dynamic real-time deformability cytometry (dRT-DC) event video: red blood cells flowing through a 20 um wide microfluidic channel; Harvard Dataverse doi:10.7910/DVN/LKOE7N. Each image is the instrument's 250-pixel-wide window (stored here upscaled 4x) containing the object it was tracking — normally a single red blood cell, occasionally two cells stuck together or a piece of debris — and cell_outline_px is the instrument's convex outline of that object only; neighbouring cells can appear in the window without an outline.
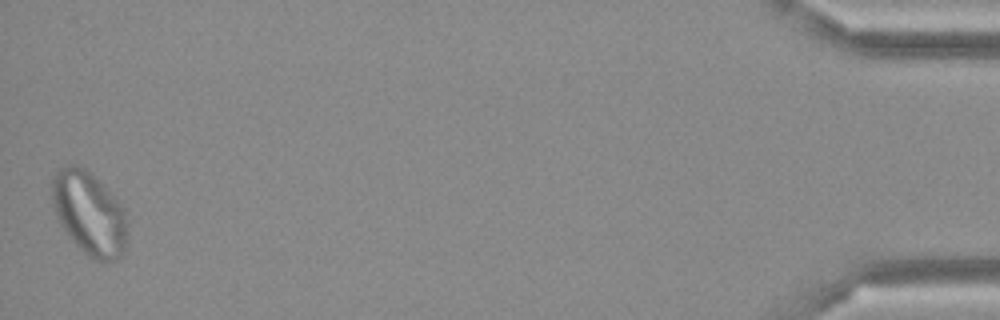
{"species": "Egyptian fruit bat (a non-hibernating species)", "species_latin": "Rousettus aegyptiacus", "temperature_condition": "cold", "stored_images_in_passage": 47, "camera_frame_rate_fps": 3000, "um_per_image_px": 0.085, "frame": {"image": 1, "passage_image": 47, "time_ms": 15.333, "image_size_px": [1000, 320], "cell_outline_px": [[128, 224], [124, 248], [120, 256], [116, 260], [100, 264], [92, 260], [72, 240], [60, 224], [56, 216], [52, 204], [52, 180], [56, 172], [64, 164], [76, 164], [92, 172], [124, 208]], "centroid_in_image_um": [7.59, 18.13], "position_along_channel_um": 427.6, "area_um2": 37.05}}